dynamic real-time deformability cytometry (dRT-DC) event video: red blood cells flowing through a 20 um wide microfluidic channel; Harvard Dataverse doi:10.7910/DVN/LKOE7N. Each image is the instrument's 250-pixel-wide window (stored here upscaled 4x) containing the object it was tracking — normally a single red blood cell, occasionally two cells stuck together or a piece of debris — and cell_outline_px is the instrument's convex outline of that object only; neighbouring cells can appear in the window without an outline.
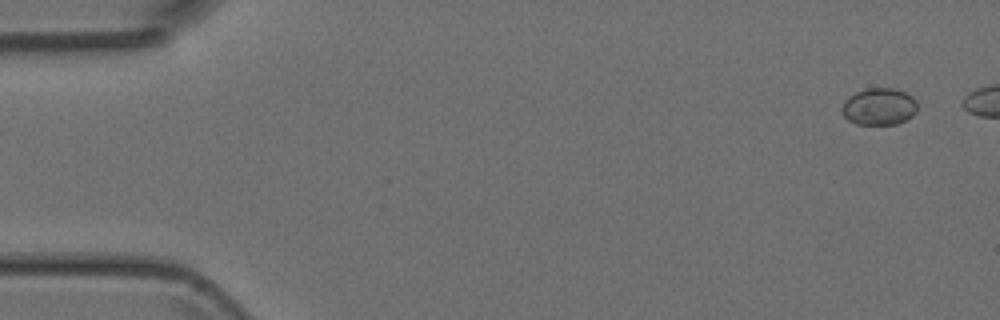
{"species": "Egyptian fruit bat (a non-hibernating species)", "species_latin": "Rousettus aegyptiacus", "temperature_condition": "room temperature", "stored_images_in_passage": 10, "camera_frame_rate_fps": 3000, "um_per_image_px": 0.085, "animal": {"sex": "female"}, "frame": {"image": 1, "passage_image": 1, "time_ms": 0.0, "image_size_px": [1000, 320], "cell_outline_px": [[916, 112], [912, 116], [896, 124], [856, 124], [848, 120], [844, 116], [840, 108], [844, 100], [856, 92], [868, 88], [892, 88], [904, 92], [912, 96], [916, 100]], "centroid_in_image_um": [74.7, 9.06], "position_along_channel_um": 10.3, "area_um2": 16.24}}
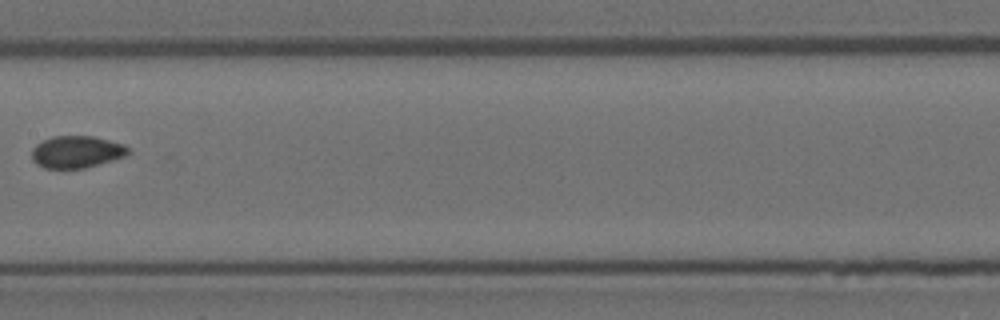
{"frame": {"image": 2, "passage_image": 9, "time_ms": 2.667, "image_size_px": [1000, 320], "cell_outline_px": [[128, 152], [124, 156], [112, 160], [84, 168], [44, 168], [36, 164], [32, 160], [32, 148], [36, 144], [52, 136], [92, 136], [124, 144], [128, 148]], "centroid_in_image_um": [6.46, 12.91], "position_along_channel_um": 200.9, "area_um2": 17.86}}
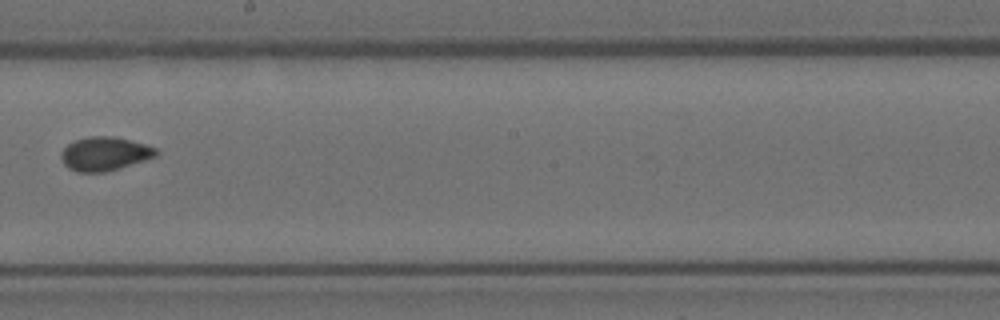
{"frame": {"image": 3, "passage_image": 10, "time_ms": 3.0, "image_size_px": [1000, 320], "cell_outline_px": [[160, 152], [156, 156], [120, 168], [104, 172], [76, 172], [68, 168], [64, 164], [60, 156], [60, 152], [68, 144], [76, 140], [88, 136], [112, 136], [144, 144], [156, 148]], "centroid_in_image_um": [8.87, 13.07], "position_along_channel_um": 239.3, "area_um2": 18.61}}